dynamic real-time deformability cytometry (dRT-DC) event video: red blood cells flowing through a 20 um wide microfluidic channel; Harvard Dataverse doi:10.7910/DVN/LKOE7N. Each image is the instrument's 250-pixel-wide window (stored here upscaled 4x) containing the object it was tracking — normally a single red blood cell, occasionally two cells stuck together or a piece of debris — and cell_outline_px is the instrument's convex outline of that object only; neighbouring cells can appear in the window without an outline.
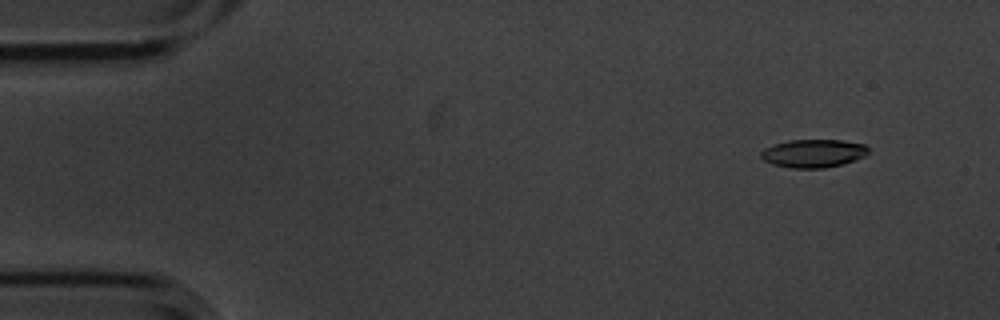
{"species": "common noctule bat (a hibernating species)", "species_latin": "Nyctalus noctula", "temperature_condition": "cold", "stored_images_in_passage": 6, "camera_frame_rate_fps": 3000, "um_per_image_px": 0.085, "animal": {"sex": "male", "body_mass_g": 20.1, "forearm_length_mm": 53.5}, "frame": {"image": 1, "passage_image": 2, "time_ms": 0.333, "image_size_px": [1000, 320], "cell_outline_px": [[868, 152], [864, 156], [856, 160], [844, 164], [824, 168], [792, 168], [772, 164], [764, 160], [760, 156], [760, 152], [764, 148], [788, 140], [840, 140], [864, 144], [868, 148]], "centroid_in_image_um": [69.13, 13.04], "position_along_channel_um": 15.9, "area_um2": 17.63}}